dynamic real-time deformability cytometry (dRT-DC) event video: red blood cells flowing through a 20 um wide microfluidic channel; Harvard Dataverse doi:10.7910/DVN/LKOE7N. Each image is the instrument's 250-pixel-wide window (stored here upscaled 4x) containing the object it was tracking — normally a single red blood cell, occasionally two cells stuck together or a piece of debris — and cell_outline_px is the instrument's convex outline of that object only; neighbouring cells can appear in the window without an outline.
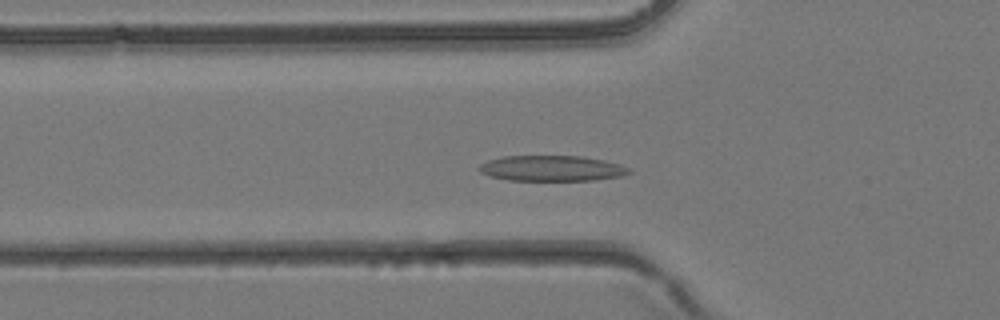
{"species": "common noctule bat (a hibernating species)", "species_latin": "Nyctalus noctula", "temperature_condition": "room temperature", "stored_images_in_passage": 28, "camera_frame_rate_fps": 3000, "um_per_image_px": 0.085, "animal": {"sex": "female", "body_mass_g": 24.6, "forearm_length_mm": 56.2}, "frame": {"image": 1, "passage_image": 2, "time_ms": 0.333, "image_size_px": [1000, 320], "cell_outline_px": [[632, 172], [620, 176], [592, 180], [508, 180], [492, 176], [480, 172], [480, 164], [488, 160], [504, 156], [580, 156], [604, 160], [632, 168]], "centroid_in_image_um": [46.93, 14.3], "position_along_channel_um": 78.9, "area_um2": 22.14}}
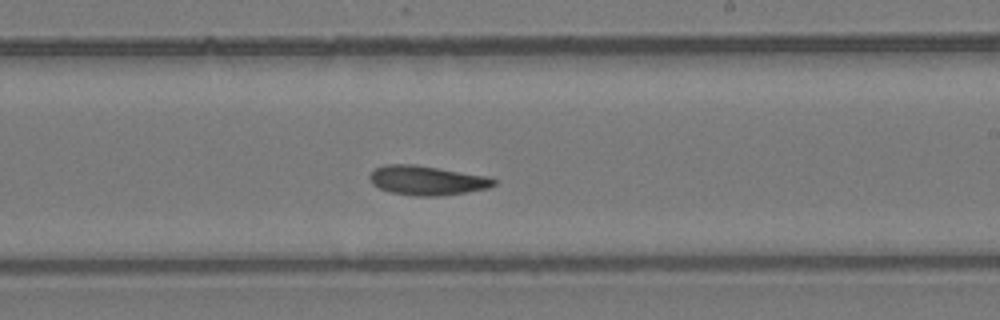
{"frame": {"image": 2, "passage_image": 12, "time_ms": 3.667, "image_size_px": [1000, 320], "cell_outline_px": [[496, 184], [488, 188], [468, 192], [440, 196], [416, 196], [392, 192], [380, 188], [372, 184], [368, 176], [376, 168], [384, 164], [416, 164], [488, 176], [496, 180]], "centroid_in_image_um": [36.3, 15.33], "position_along_channel_um": 252.7, "area_um2": 21.33}}
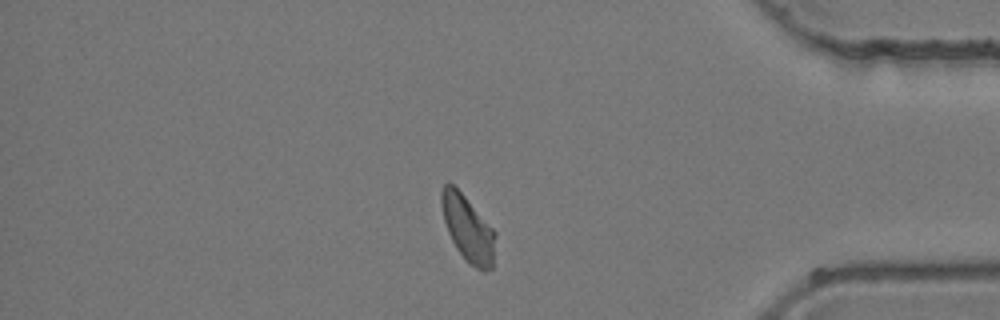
{"frame": {"image": 3, "passage_image": 22, "time_ms": 7.0, "image_size_px": [1000, 320], "cell_outline_px": [[496, 236], [492, 268], [484, 272], [468, 264], [456, 248], [448, 232], [444, 220], [440, 200], [440, 192], [444, 184], [448, 180], [464, 196], [496, 232]], "centroid_in_image_um": [39.76, 19.45], "position_along_channel_um": 395.4, "area_um2": 20.63}}